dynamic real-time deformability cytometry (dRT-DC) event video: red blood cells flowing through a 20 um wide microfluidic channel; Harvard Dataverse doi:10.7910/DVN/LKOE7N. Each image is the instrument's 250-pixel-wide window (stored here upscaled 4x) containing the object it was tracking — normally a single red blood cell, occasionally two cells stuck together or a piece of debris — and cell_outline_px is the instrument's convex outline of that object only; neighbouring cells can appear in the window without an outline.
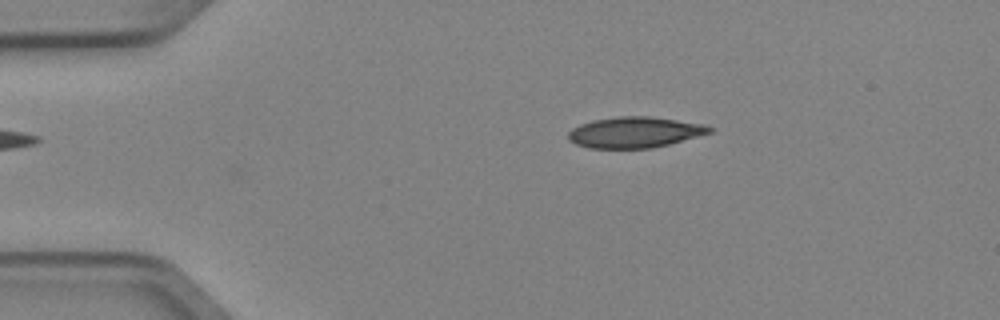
{"species": "Egyptian fruit bat (a non-hibernating species)", "species_latin": "Rousettus aegyptiacus", "temperature_condition": "cold", "stored_images_in_passage": 3, "camera_frame_rate_fps": 3000, "um_per_image_px": 0.085, "animal": {"sex": "female"}, "frame": {"image": 1, "passage_image": 1, "time_ms": 0.0, "image_size_px": [1000, 320], "cell_outline_px": [[716, 128], [712, 132], [668, 144], [652, 148], [588, 148], [576, 144], [568, 140], [568, 132], [572, 128], [580, 124], [592, 120], [620, 116], [652, 116], [704, 124]], "centroid_in_image_um": [53.95, 11.24], "position_along_channel_um": 31.1, "area_um2": 25.49}}
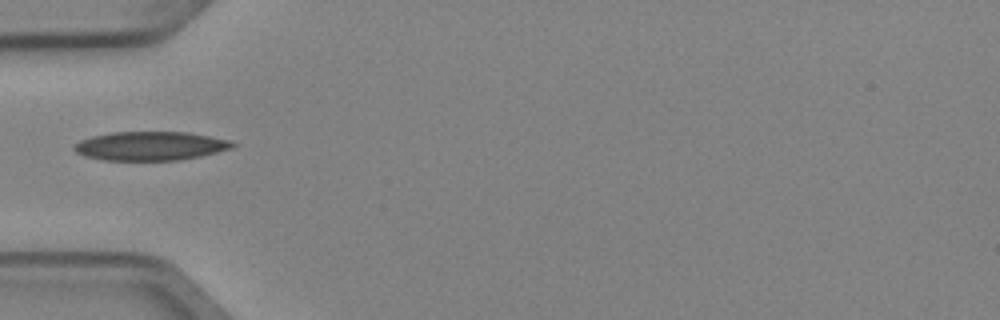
{"frame": {"image": 2, "passage_image": 3, "time_ms": 0.667, "image_size_px": [1000, 320], "cell_outline_px": [[236, 144], [232, 148], [200, 156], [180, 160], [104, 160], [84, 156], [76, 152], [72, 148], [80, 140], [92, 136], [112, 132], [188, 132], [228, 140]], "centroid_in_image_um": [12.75, 12.41], "position_along_channel_um": 72.2, "area_um2": 26.47}}